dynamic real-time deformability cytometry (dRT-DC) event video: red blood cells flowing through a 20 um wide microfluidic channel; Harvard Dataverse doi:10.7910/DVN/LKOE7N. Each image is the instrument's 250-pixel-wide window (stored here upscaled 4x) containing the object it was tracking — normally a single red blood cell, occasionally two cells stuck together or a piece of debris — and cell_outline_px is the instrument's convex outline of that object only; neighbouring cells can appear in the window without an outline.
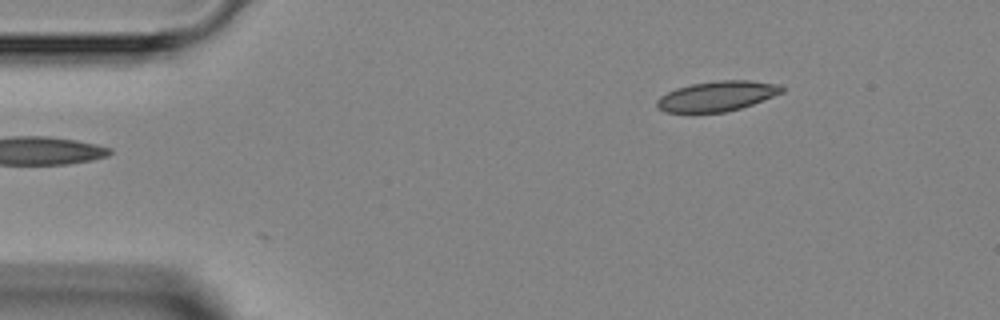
{"species": "Egyptian fruit bat (a non-hibernating species)", "species_latin": "Rousettus aegyptiacus", "temperature_condition": "room temperature", "stored_images_in_passage": 5, "segment_of_instrument_passage": [2, 2], "camera_frame_rate_fps": 3000, "um_per_image_px": 0.085, "animal": {"sex": "female"}, "frame": {"image": 1, "passage_image": 5, "time_ms": 4.667, "image_size_px": [1000, 320], "cell_outline_px": [[784, 92], [752, 104], [740, 108], [724, 112], [664, 112], [656, 108], [656, 100], [660, 96], [676, 88], [692, 84], [716, 80], [748, 80], [780, 84], [784, 88]], "centroid_in_image_um": [60.93, 8.16], "position_along_channel_um": 24.1, "area_um2": 21.91}}